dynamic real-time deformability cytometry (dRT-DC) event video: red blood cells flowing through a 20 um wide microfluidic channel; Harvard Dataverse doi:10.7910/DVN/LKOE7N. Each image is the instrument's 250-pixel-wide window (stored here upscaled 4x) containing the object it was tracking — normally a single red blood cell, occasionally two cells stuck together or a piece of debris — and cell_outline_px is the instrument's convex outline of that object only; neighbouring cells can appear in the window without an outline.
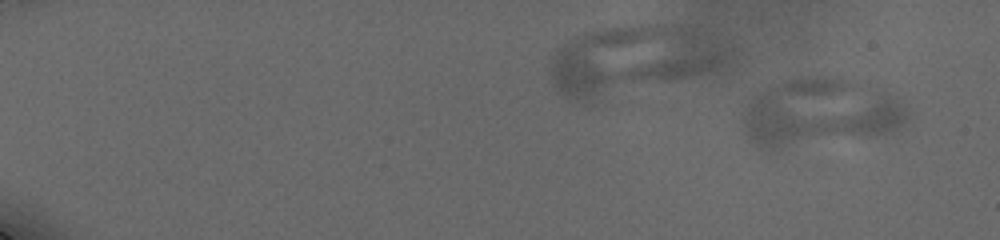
{"species": "human", "species_latin": "Homo sapiens", "temperature_condition": "cold", "stored_images_in_passage": 11, "camera_frame_rate_fps": 3000, "um_per_image_px": 0.085, "donor": {"sex": "male"}, "frame": {"image": 1, "passage_image": 1, "time_ms": 0.0, "image_size_px": [1000, 240], "cell_outline_px": [[908, 116], [904, 124], [900, 128], [892, 132], [872, 136], [780, 148], [760, 148], [748, 140], [744, 132], [744, 116], [748, 104], [760, 92], [788, 80], [840, 80], [884, 92], [908, 108]], "centroid_in_image_um": [69.68, 9.66], "position_along_channel_um": 15.3, "area_um2": 62.37}}
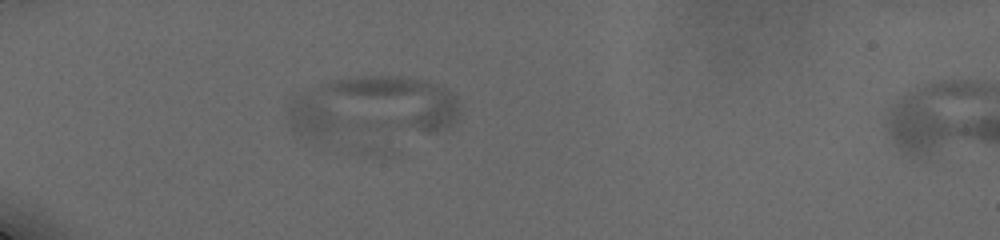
{"frame": {"image": 2, "passage_image": 8, "time_ms": 5.333, "image_size_px": [1000, 240], "cell_outline_px": [[460, 116], [452, 124], [436, 132], [324, 136], [304, 136], [292, 132], [284, 116], [292, 96], [296, 92], [332, 80], [356, 76], [400, 76], [420, 80], [444, 88], [456, 96], [460, 112]], "centroid_in_image_um": [31.57, 9.12], "position_along_channel_um": 53.4, "area_um2": 62.89}}